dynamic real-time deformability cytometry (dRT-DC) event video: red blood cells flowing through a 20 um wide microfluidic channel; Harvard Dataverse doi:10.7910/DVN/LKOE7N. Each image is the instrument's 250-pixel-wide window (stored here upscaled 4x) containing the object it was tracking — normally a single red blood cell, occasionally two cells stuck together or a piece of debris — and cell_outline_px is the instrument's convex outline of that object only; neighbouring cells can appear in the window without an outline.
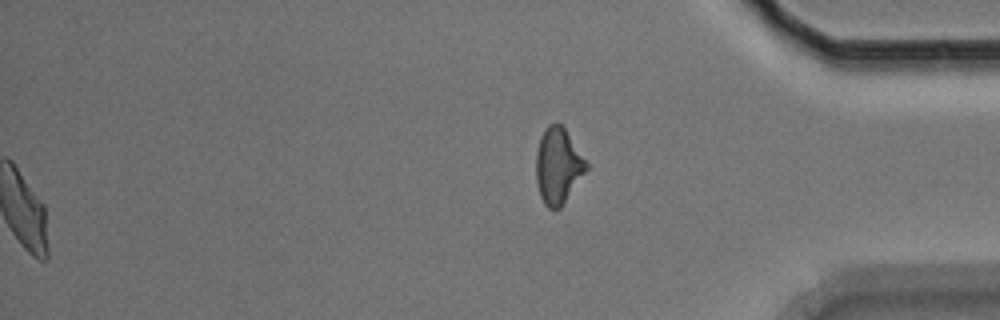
{"species": "Egyptian fruit bat (a non-hibernating species)", "species_latin": "Rousettus aegyptiacus", "temperature_condition": "room temperature", "stored_images_in_passage": 48, "segment_of_instrument_passage": [2, 2], "camera_frame_rate_fps": 3000, "um_per_image_px": 0.085, "animal": {"sex": "male"}, "frame": {"image": 1, "passage_image": 48, "time_ms": 15.667, "image_size_px": [1000, 320], "cell_outline_px": [[588, 168], [560, 208], [548, 208], [544, 204], [540, 196], [536, 180], [536, 152], [540, 136], [544, 128], [548, 124], [556, 120], [564, 124], [588, 164]], "centroid_in_image_um": [47.42, 14.01], "position_along_channel_um": 387.8, "area_um2": 22.54}}